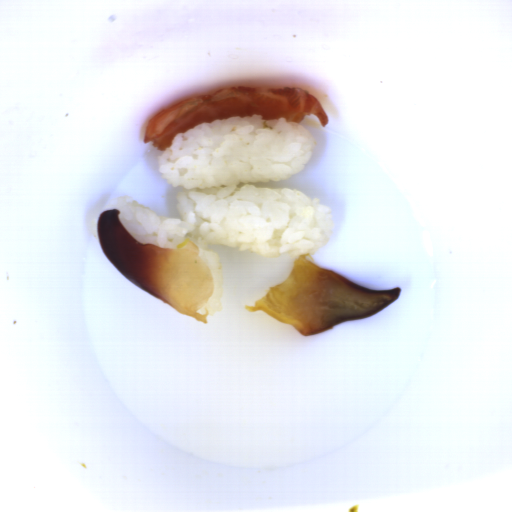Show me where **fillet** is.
Listing matches in <instances>:
<instances>
[{
  "instance_id": "fillet-1",
  "label": "fillet",
  "mask_w": 512,
  "mask_h": 512,
  "mask_svg": "<svg viewBox=\"0 0 512 512\" xmlns=\"http://www.w3.org/2000/svg\"><path fill=\"white\" fill-rule=\"evenodd\" d=\"M120 210L106 209L98 219L97 234L107 259L132 284L181 314L208 323L201 313L214 292L211 271L195 243L183 249L142 244L121 224Z\"/></svg>"
},
{
  "instance_id": "fillet-3",
  "label": "fillet",
  "mask_w": 512,
  "mask_h": 512,
  "mask_svg": "<svg viewBox=\"0 0 512 512\" xmlns=\"http://www.w3.org/2000/svg\"><path fill=\"white\" fill-rule=\"evenodd\" d=\"M252 115H261L263 120L285 118L298 125L313 115L322 128L329 122L322 103L303 88L236 86L184 99L153 115L147 122L143 142L152 141L155 149L165 152L175 135L198 125Z\"/></svg>"
},
{
  "instance_id": "fillet-2",
  "label": "fillet",
  "mask_w": 512,
  "mask_h": 512,
  "mask_svg": "<svg viewBox=\"0 0 512 512\" xmlns=\"http://www.w3.org/2000/svg\"><path fill=\"white\" fill-rule=\"evenodd\" d=\"M297 256L289 277L270 286L248 311L262 310L280 323L309 336L343 321L369 317L400 296V288L371 289Z\"/></svg>"
}]
</instances>
